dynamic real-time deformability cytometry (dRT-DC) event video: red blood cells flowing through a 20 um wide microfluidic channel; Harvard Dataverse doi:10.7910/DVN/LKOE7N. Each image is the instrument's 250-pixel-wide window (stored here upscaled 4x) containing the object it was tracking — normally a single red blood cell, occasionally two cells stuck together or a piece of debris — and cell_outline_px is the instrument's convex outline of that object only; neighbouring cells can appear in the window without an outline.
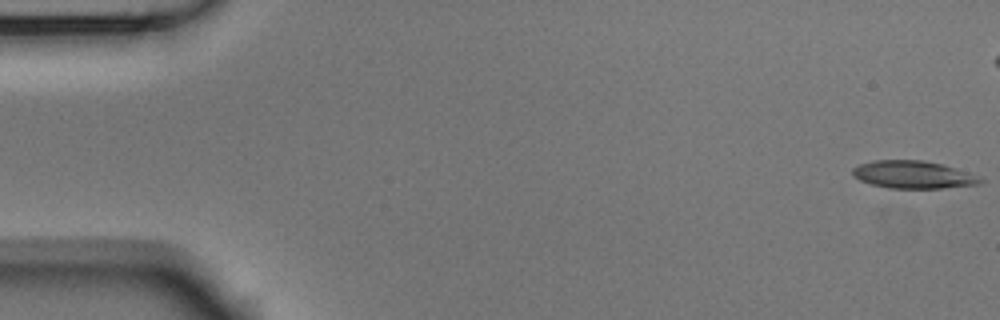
{"species": "Egyptian fruit bat (a non-hibernating species)", "species_latin": "Rousettus aegyptiacus", "temperature_condition": "room temperature", "stored_images_in_passage": 54, "camera_frame_rate_fps": 3000, "um_per_image_px": 0.085, "animal": {"sex": "male"}, "frame": {"image": 1, "passage_image": 1, "time_ms": 0.0, "image_size_px": [1000, 320], "cell_outline_px": [[984, 180], [980, 184], [944, 188], [888, 188], [872, 184], [860, 180], [852, 176], [852, 168], [860, 164], [872, 160], [924, 160], [944, 164], [980, 176]], "centroid_in_image_um": [77.64, 14.84], "position_along_channel_um": 7.4, "area_um2": 20.75}}
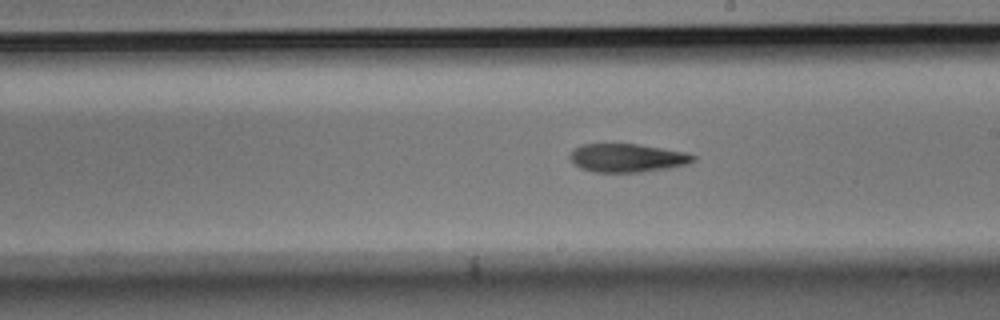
{"frame": {"image": 2, "passage_image": 30, "time_ms": 9.667, "image_size_px": [1000, 320], "cell_outline_px": [[696, 160], [688, 164], [668, 168], [640, 172], [596, 172], [580, 168], [568, 156], [580, 144], [636, 144], [684, 152], [696, 156]], "centroid_in_image_um": [53.33, 13.42], "position_along_channel_um": 235.7, "area_um2": 20.17}}
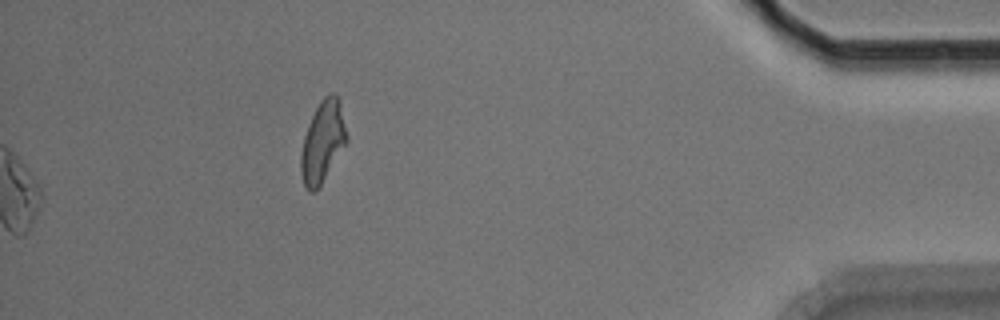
{"frame": {"image": 3, "passage_image": 54, "time_ms": 17.667, "image_size_px": [1000, 320], "cell_outline_px": [[348, 140], [320, 184], [312, 192], [308, 192], [304, 184], [300, 172], [300, 156], [304, 136], [308, 124], [320, 100], [324, 96], [332, 92], [336, 92], [340, 100], [348, 136]], "centroid_in_image_um": [27.43, 11.99], "position_along_channel_um": 407.8, "area_um2": 21.56}, "authors_computed_cell_mechanics": {"area_um2": 20.9814, "velocity_mm_per_s": 3.7929, "shape_relaxation_time_tau1_ms": 9.4396, "shape_relaxation_time_tau2_ms": null, "deformation_change_tau1": 0.2395, "deformation_change_tau2": null}}